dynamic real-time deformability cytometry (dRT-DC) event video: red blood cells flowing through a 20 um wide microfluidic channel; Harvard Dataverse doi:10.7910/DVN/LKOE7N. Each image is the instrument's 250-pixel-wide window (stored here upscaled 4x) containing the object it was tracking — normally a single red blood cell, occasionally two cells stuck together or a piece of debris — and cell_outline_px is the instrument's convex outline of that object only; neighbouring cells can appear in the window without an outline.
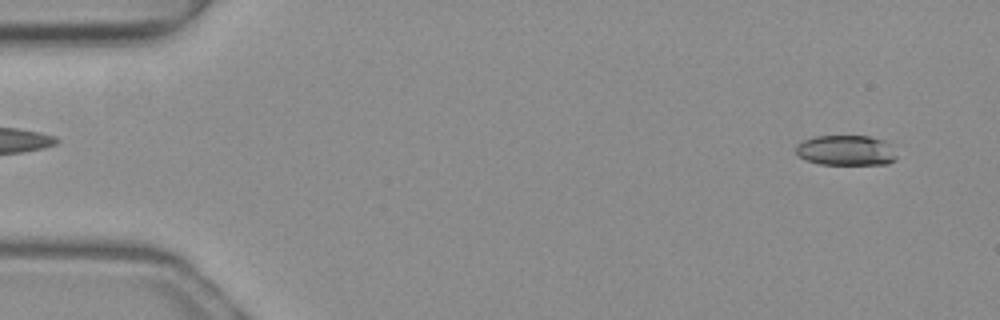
{"species": "common noctule bat (a hibernating species)", "species_latin": "Nyctalus noctula", "temperature_condition": "warm", "stored_images_in_passage": 20, "camera_frame_rate_fps": 3000, "um_per_image_px": 0.085, "animal": {"sex": "female", "body_mass_g": 19.3, "forearm_length_mm": 54.1}, "frame": {"image": 1, "passage_image": 3, "time_ms": 0.667, "image_size_px": [1000, 320], "cell_outline_px": [[896, 160], [888, 164], [820, 164], [808, 160], [800, 156], [796, 152], [796, 144], [804, 140], [816, 136], [868, 136], [884, 140], [888, 144], [896, 156]], "centroid_in_image_um": [71.91, 12.78], "position_along_channel_um": 13.1, "area_um2": 17.57}}
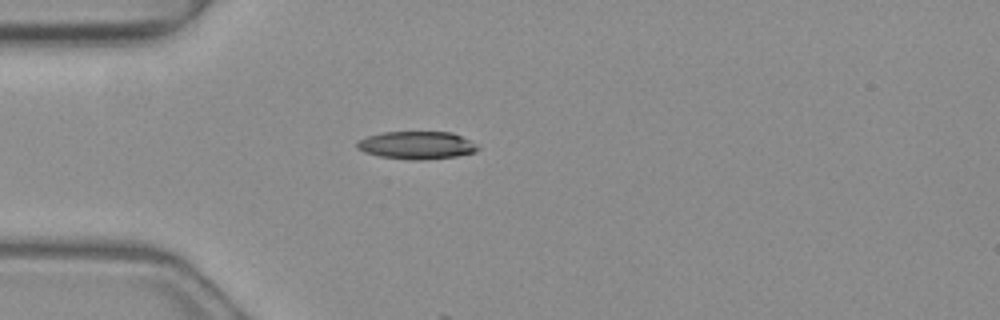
{"frame": {"image": 2, "passage_image": 14, "time_ms": 4.333, "image_size_px": [1000, 320], "cell_outline_px": [[480, 148], [476, 152], [456, 156], [424, 160], [412, 160], [380, 156], [364, 152], [356, 148], [356, 140], [368, 136], [384, 132], [452, 132], [476, 144]], "centroid_in_image_um": [35.4, 12.35], "position_along_channel_um": 49.6, "area_um2": 19.54}}
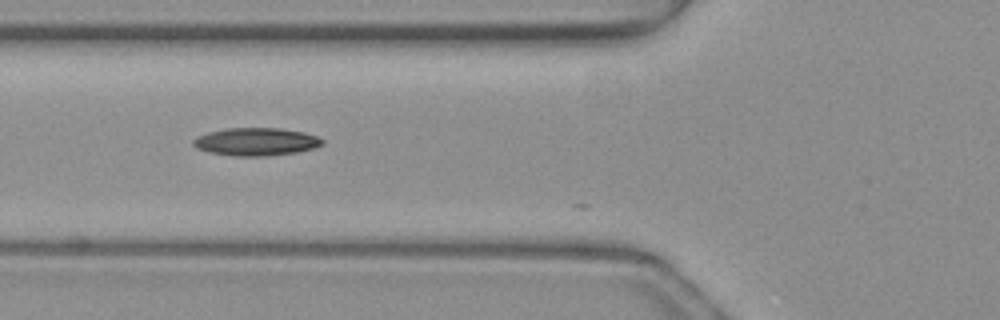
{"frame": {"image": 3, "passage_image": 19, "time_ms": 6.0, "image_size_px": [1000, 320], "cell_outline_px": [[324, 144], [312, 148], [296, 152], [268, 156], [232, 156], [208, 152], [196, 148], [192, 144], [192, 140], [196, 136], [208, 132], [228, 128], [280, 128], [304, 132], [316, 136], [324, 140]], "centroid_in_image_um": [21.73, 12.05], "position_along_channel_um": 104.1, "area_um2": 21.04}}